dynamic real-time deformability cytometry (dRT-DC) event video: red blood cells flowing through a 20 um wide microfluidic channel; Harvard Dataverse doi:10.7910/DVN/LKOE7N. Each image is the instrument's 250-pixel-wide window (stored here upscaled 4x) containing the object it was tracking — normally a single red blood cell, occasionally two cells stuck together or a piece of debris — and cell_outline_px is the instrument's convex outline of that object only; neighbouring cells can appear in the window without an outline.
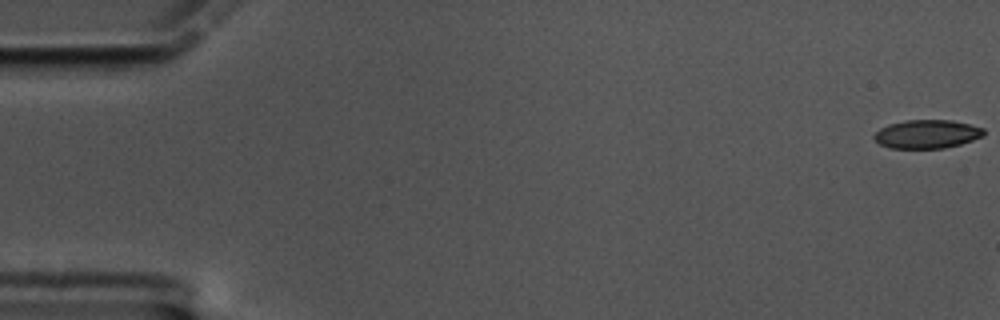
{"species": "common noctule bat (a hibernating species)", "species_latin": "Nyctalus noctula", "temperature_condition": "cold", "stored_images_in_passage": 8, "camera_frame_rate_fps": 3000, "um_per_image_px": 0.085, "animal": {"sex": "male", "body_mass_g": 17.5, "forearm_length_mm": 52.3}, "frame": {"image": 1, "passage_image": 1, "time_ms": 0.0, "image_size_px": [1000, 320], "cell_outline_px": [[984, 136], [960, 144], [944, 148], [888, 148], [880, 144], [872, 136], [880, 128], [888, 124], [904, 120], [952, 120], [984, 128]], "centroid_in_image_um": [78.78, 11.39], "position_along_channel_um": 6.2, "area_um2": 18.26}}